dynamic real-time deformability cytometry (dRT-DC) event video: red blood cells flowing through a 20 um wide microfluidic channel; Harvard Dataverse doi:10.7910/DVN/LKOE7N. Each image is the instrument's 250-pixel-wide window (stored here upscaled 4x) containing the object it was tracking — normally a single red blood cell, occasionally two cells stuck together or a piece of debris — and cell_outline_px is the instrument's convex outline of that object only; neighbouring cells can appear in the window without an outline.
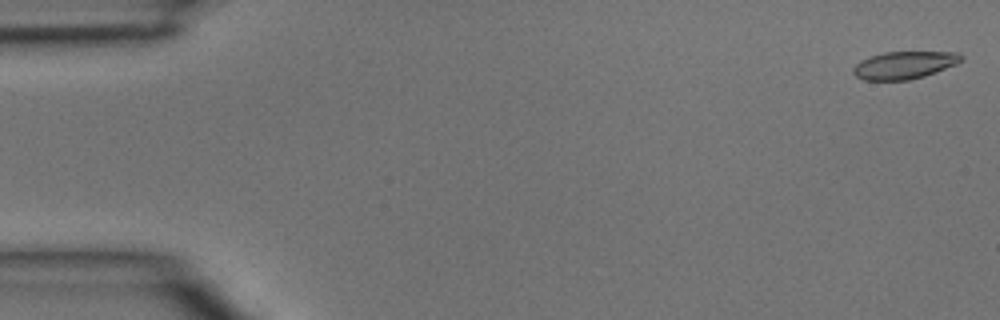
{"species": "common noctule bat (a hibernating species)", "species_latin": "Nyctalus noctula", "temperature_condition": "room temperature", "stored_images_in_passage": 4, "camera_frame_rate_fps": 3000, "um_per_image_px": 0.085, "animal": {"sex": "male", "body_mass_g": 15.6}, "frame": {"image": 1, "passage_image": 1, "time_ms": 0.0, "image_size_px": [1000, 320], "cell_outline_px": [[964, 60], [956, 64], [936, 72], [924, 76], [908, 80], [864, 80], [856, 76], [852, 72], [852, 68], [860, 60], [884, 52], [960, 52], [964, 56]], "centroid_in_image_um": [76.89, 5.53], "position_along_channel_um": 8.1, "area_um2": 17.4}}
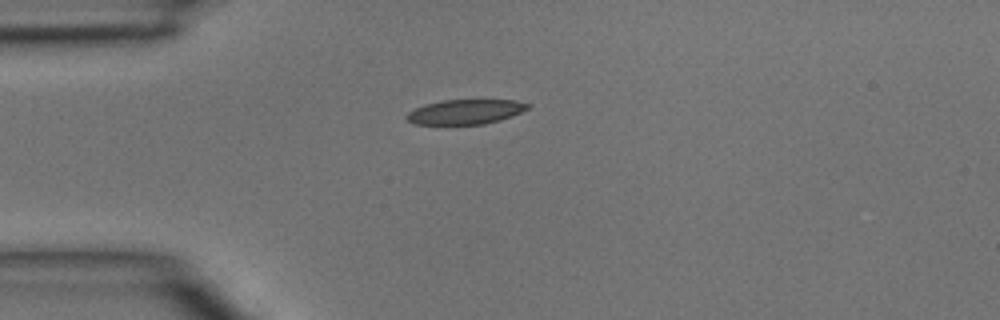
{"frame": {"image": 2, "passage_image": 3, "time_ms": 0.667, "image_size_px": [1000, 320], "cell_outline_px": [[532, 104], [528, 108], [512, 116], [500, 120], [484, 124], [412, 124], [404, 120], [404, 116], [408, 112], [424, 104], [444, 100], [516, 100]], "centroid_in_image_um": [39.52, 9.5], "position_along_channel_um": 45.5, "area_um2": 17.57}}